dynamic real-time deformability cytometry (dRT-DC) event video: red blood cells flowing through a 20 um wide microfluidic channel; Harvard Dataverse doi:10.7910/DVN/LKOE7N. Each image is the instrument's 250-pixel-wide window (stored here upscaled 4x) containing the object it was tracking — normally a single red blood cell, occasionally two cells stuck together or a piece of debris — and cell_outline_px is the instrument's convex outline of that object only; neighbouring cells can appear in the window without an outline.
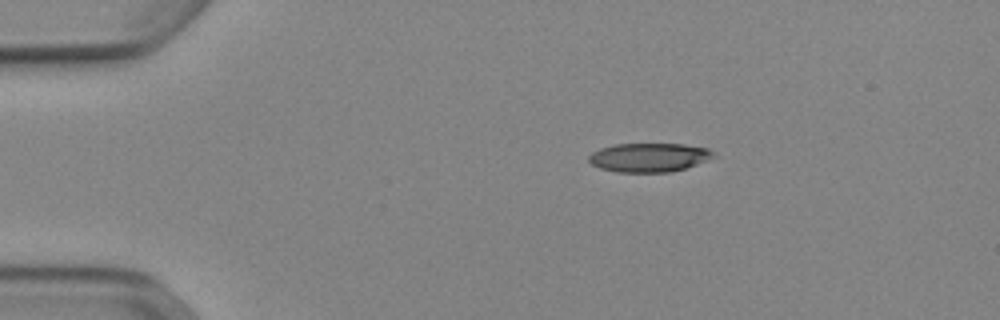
{"species": "Egyptian fruit bat (a non-hibernating species)", "species_latin": "Rousettus aegyptiacus", "temperature_condition": "cold", "stored_images_in_passage": 43, "camera_frame_rate_fps": 3000, "um_per_image_px": 0.085, "animal": {"sex": "female"}, "frame": {"image": 1, "passage_image": 1, "time_ms": 0.0, "image_size_px": [1000, 320], "cell_outline_px": [[716, 156], [708, 160], [684, 168], [668, 172], [616, 172], [600, 168], [592, 164], [588, 160], [588, 156], [592, 152], [600, 148], [616, 144], [684, 144], [708, 148], [716, 152]], "centroid_in_image_um": [55.18, 13.37], "position_along_channel_um": 29.8, "area_um2": 21.04}}
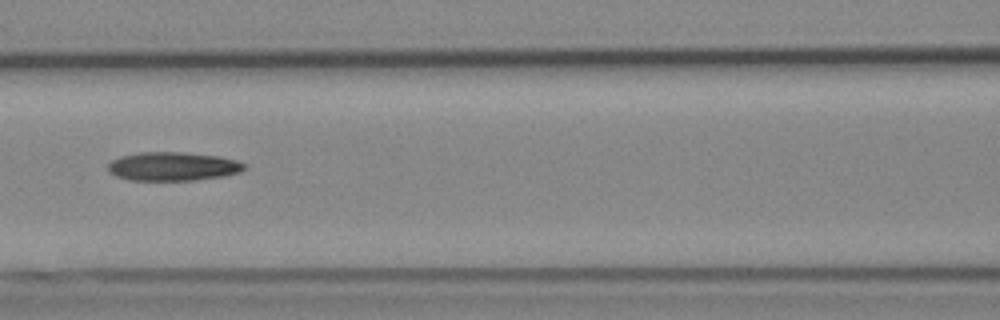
{"frame": {"image": 2, "passage_image": 15, "time_ms": 4.667, "image_size_px": [1000, 320], "cell_outline_px": [[248, 168], [240, 172], [224, 176], [196, 180], [128, 180], [116, 176], [108, 172], [108, 164], [112, 160], [120, 156], [140, 152], [180, 152], [220, 156], [236, 160], [244, 164]], "centroid_in_image_um": [14.7, 14.14], "position_along_channel_um": 151.9, "area_um2": 22.95}}
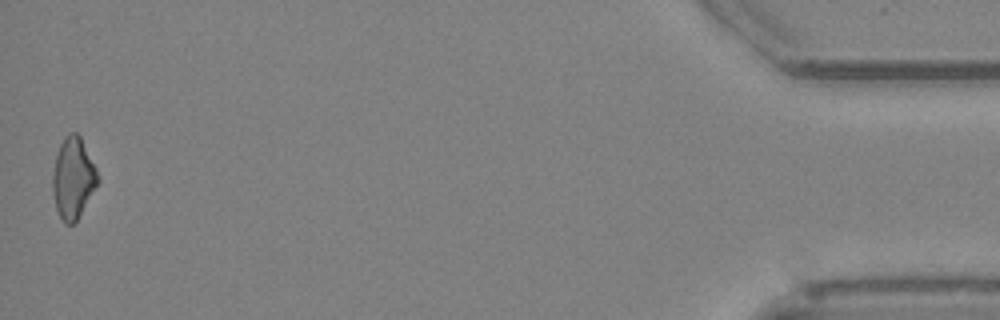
{"frame": {"image": 3, "passage_image": 43, "time_ms": 14.0, "image_size_px": [1000, 320], "cell_outline_px": [[100, 180], [76, 220], [72, 224], [64, 224], [56, 208], [52, 192], [52, 176], [56, 152], [64, 136], [68, 132], [76, 132], [80, 136], [96, 168]], "centroid_in_image_um": [6.19, 15.1], "position_along_channel_um": 429.0, "area_um2": 21.27}, "authors_computed_cell_mechanics": {"area_um2": 22.1374, "velocity_mm_per_s": 3.9211, "shape_relaxation_time_tau1_ms": 6.193, "shape_relaxation_time_tau2_ms": 7.3129, "deformation_change_tau1": 0.1731, "deformation_change_tau2": 0.203}}